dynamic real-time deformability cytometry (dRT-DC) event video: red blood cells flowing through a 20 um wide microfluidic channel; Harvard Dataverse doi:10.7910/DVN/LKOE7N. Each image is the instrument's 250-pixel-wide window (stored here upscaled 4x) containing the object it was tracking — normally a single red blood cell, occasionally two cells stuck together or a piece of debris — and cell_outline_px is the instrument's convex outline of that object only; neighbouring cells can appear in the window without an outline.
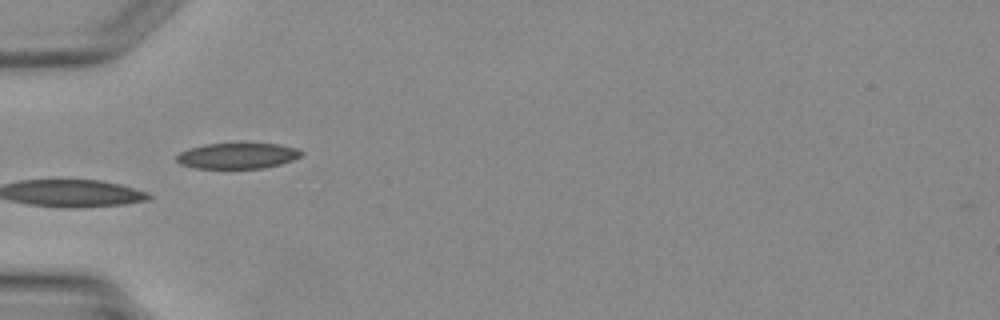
{"species": "Egyptian fruit bat (a non-hibernating species)", "species_latin": "Rousettus aegyptiacus", "temperature_condition": "warm", "stored_images_in_passage": 4, "camera_frame_rate_fps": 3000, "um_per_image_px": 0.085, "animal": {"sex": "female"}, "frame": {"image": 1, "passage_image": 4, "time_ms": 3.333, "image_size_px": [1000, 320], "cell_outline_px": [[304, 152], [300, 156], [292, 160], [280, 164], [264, 168], [196, 168], [180, 164], [176, 160], [176, 156], [180, 152], [188, 148], [208, 144], [276, 144], [296, 148]], "centroid_in_image_um": [20.17, 13.25], "position_along_channel_um": 64.8, "area_um2": 18.5}}